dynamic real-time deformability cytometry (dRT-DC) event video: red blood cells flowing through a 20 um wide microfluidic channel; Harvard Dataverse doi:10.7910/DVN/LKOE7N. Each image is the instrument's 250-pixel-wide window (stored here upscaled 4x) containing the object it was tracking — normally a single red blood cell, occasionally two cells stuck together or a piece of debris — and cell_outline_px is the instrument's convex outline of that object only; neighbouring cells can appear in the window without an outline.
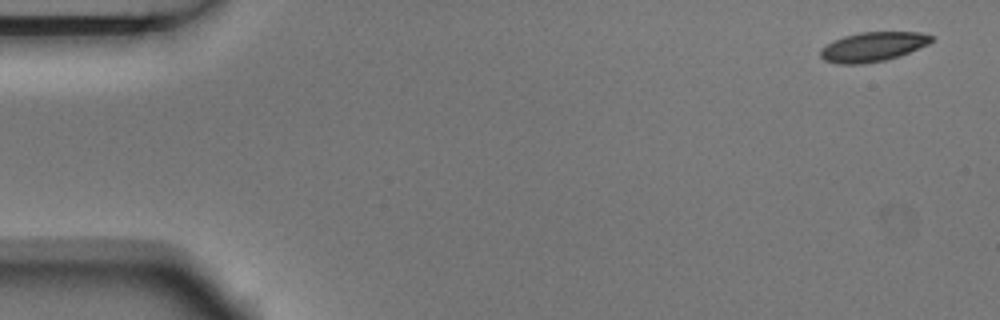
{"species": "Egyptian fruit bat (a non-hibernating species)", "species_latin": "Rousettus aegyptiacus", "temperature_condition": "room temperature", "stored_images_in_passage": 6, "camera_frame_rate_fps": 3000, "um_per_image_px": 0.085, "animal": {"sex": "male"}, "frame": {"image": 1, "passage_image": 1, "time_ms": 0.0, "image_size_px": [1000, 320], "cell_outline_px": [[936, 40], [928, 44], [900, 56], [884, 60], [864, 64], [836, 64], [824, 60], [820, 56], [820, 52], [828, 44], [844, 36], [860, 32], [920, 32], [936, 36]], "centroid_in_image_um": [74.26, 3.97], "position_along_channel_um": 10.7, "area_um2": 19.07}}
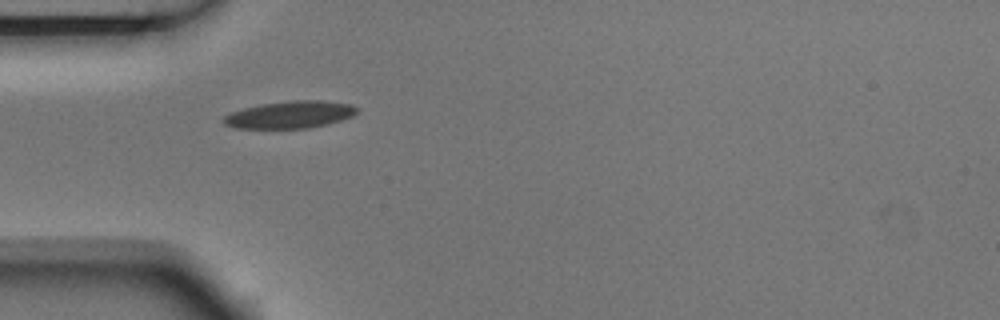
{"frame": {"image": 2, "passage_image": 5, "time_ms": 1.333, "image_size_px": [1000, 320], "cell_outline_px": [[356, 112], [352, 116], [340, 120], [308, 128], [236, 128], [224, 124], [220, 120], [224, 116], [232, 112], [244, 108], [260, 104], [288, 100], [324, 100], [352, 104], [356, 108]], "centroid_in_image_um": [24.61, 9.73], "position_along_channel_um": 60.4, "area_um2": 21.1}}
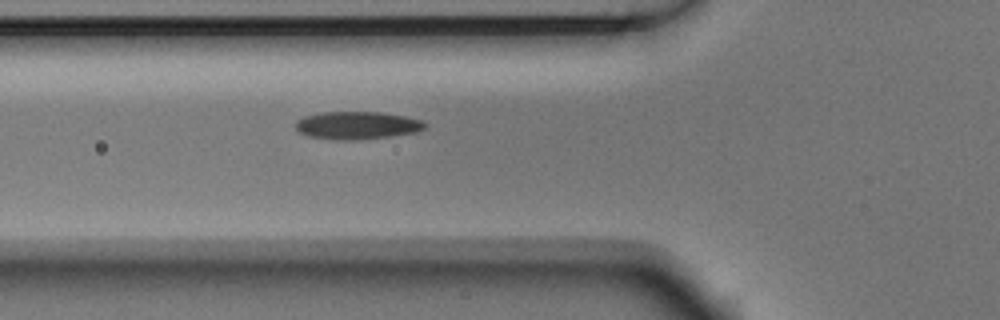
{"frame": {"image": 3, "passage_image": 6, "time_ms": 1.667, "image_size_px": [1000, 320], "cell_outline_px": [[428, 124], [424, 128], [416, 132], [388, 136], [356, 140], [332, 140], [308, 136], [300, 132], [296, 128], [296, 120], [304, 116], [320, 112], [380, 112], [404, 116], [420, 120]], "centroid_in_image_um": [30.32, 10.65], "position_along_channel_um": 95.5, "area_um2": 20.87}}